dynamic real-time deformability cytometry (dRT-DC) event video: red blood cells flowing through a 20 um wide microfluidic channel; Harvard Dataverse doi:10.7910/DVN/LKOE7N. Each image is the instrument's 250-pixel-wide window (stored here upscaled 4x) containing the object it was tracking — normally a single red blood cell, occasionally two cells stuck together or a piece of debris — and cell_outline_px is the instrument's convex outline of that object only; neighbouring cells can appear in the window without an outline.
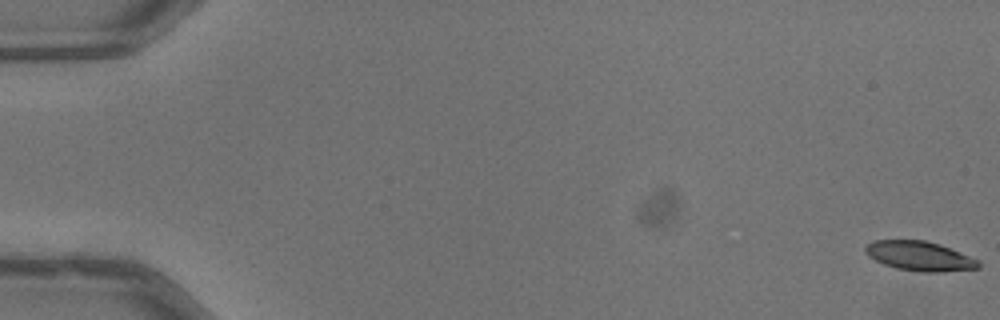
{"species": "common noctule bat (a hibernating species)", "species_latin": "Nyctalus noctula", "temperature_condition": "warm", "stored_images_in_passage": 53, "camera_frame_rate_fps": 3000, "um_per_image_px": 0.085, "animal": {"sex": "male", "body_mass_g": 13.3}, "frame": {"image": 1, "passage_image": 1, "time_ms": 0.0, "image_size_px": [1000, 320], "cell_outline_px": [[980, 268], [940, 272], [920, 272], [896, 268], [884, 264], [868, 256], [864, 252], [864, 248], [872, 240], [924, 240], [940, 244], [980, 260]], "centroid_in_image_um": [78.17, 21.76], "position_along_channel_um": 6.8, "area_um2": 19.54}}
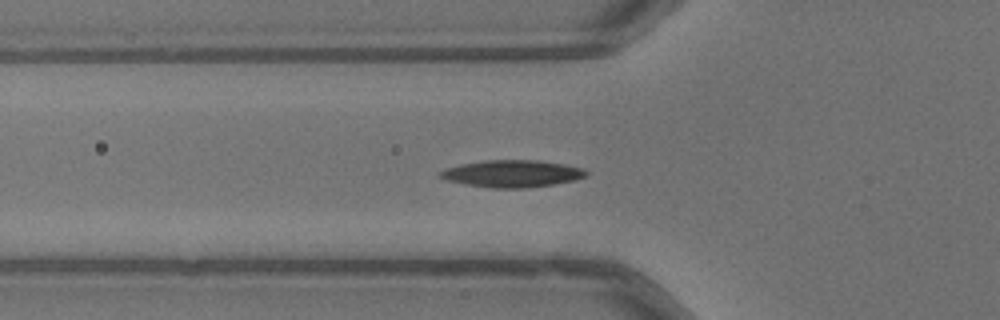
{"frame": {"image": 2, "passage_image": 20, "time_ms": 6.333, "image_size_px": [1000, 320], "cell_outline_px": [[588, 176], [576, 180], [528, 188], [492, 188], [464, 184], [448, 180], [436, 176], [444, 168], [460, 164], [488, 160], [536, 160], [564, 164], [584, 168], [588, 172]], "centroid_in_image_um": [43.54, 14.76], "position_along_channel_um": 82.3, "area_um2": 23.18}}
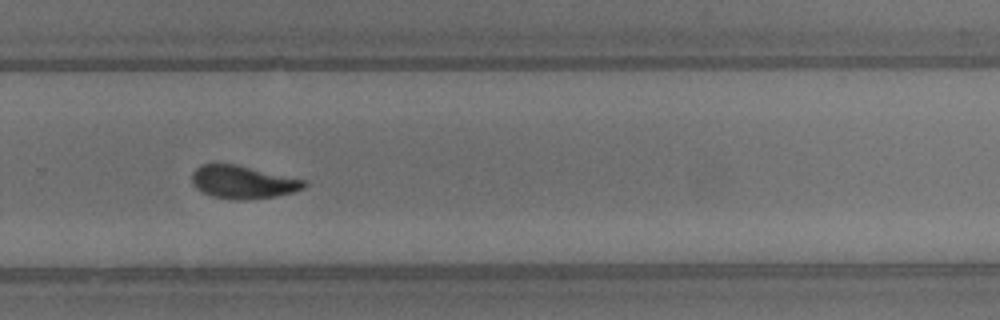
{"frame": {"image": 3, "passage_image": 37, "time_ms": 12.0, "image_size_px": [1000, 320], "cell_outline_px": [[308, 184], [304, 188], [292, 192], [276, 196], [240, 200], [232, 200], [212, 196], [196, 188], [192, 184], [192, 172], [200, 164], [236, 164], [304, 180]], "centroid_in_image_um": [20.61, 15.48], "position_along_channel_um": 309.2, "area_um2": 21.39}, "authors_computed_cell_mechanics": {"area_um2": 21.3282, "velocity_mm_per_s": 3.9972, "shape_relaxation_time_tau1_ms": 3.5522, "shape_relaxation_time_tau2_ms": 3.8152, "deformation_change_tau1": 0.1491, "deformation_change_tau2": 0.1007}}